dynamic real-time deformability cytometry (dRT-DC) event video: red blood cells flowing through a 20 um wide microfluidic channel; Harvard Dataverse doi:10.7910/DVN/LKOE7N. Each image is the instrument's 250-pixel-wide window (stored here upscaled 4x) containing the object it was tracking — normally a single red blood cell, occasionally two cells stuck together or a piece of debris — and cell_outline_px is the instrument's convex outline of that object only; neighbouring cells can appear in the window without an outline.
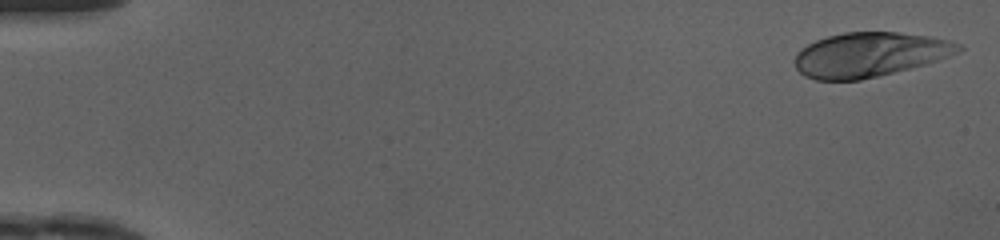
{"species": "human", "species_latin": "Homo sapiens", "temperature_condition": "cold", "stored_images_in_passage": 37, "camera_frame_rate_fps": 3000, "um_per_image_px": 0.085, "donor": {"sex": "female"}, "frame": {"image": 1, "passage_image": 1, "time_ms": 0.0, "image_size_px": [1000, 240], "cell_outline_px": [[964, 48], [948, 56], [924, 64], [860, 80], [816, 80], [804, 76], [796, 68], [796, 52], [808, 44], [816, 40], [828, 36], [844, 32], [900, 32], [932, 36], [948, 40], [960, 44]], "centroid_in_image_um": [73.9, 4.63], "position_along_channel_um": 11.1, "area_um2": 42.08}}
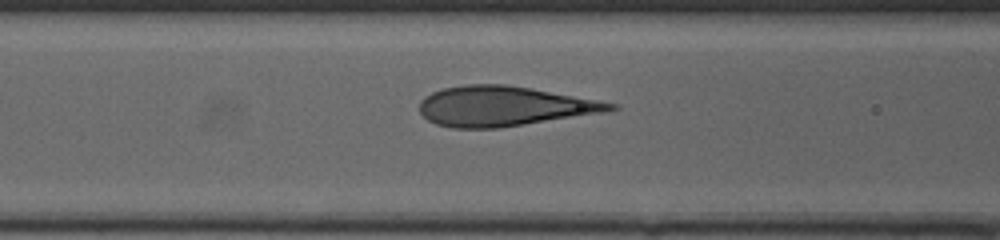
{"frame": {"image": 2, "passage_image": 20, "time_ms": 6.333, "image_size_px": [1000, 240], "cell_outline_px": [[620, 108], [604, 112], [500, 128], [452, 128], [436, 124], [428, 120], [420, 112], [420, 100], [424, 96], [432, 92], [444, 88], [468, 84], [504, 84], [528, 88], [620, 104]], "centroid_in_image_um": [42.8, 9.03], "position_along_channel_um": 123.8, "area_um2": 44.04}}
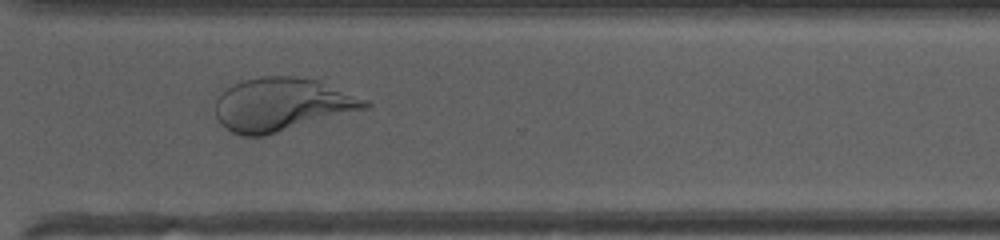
{"frame": {"image": 3, "passage_image": 36, "time_ms": 11.667, "image_size_px": [1000, 240], "cell_outline_px": [[372, 104], [368, 108], [264, 136], [240, 136], [232, 132], [220, 124], [216, 116], [216, 100], [228, 88], [244, 80], [260, 76], [292, 76], [316, 80], [368, 100]], "centroid_in_image_um": [23.96, 8.9], "position_along_channel_um": 346.6, "area_um2": 45.89}}